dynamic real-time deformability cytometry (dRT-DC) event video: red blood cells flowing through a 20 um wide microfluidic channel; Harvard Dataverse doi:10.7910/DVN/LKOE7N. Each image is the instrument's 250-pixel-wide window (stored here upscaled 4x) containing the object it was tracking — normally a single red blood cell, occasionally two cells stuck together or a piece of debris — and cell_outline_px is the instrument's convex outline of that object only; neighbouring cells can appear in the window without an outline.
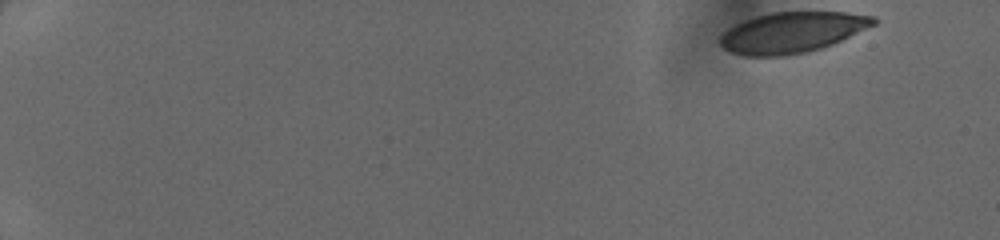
{"species": "human", "species_latin": "Homo sapiens", "temperature_condition": "cold", "stored_images_in_passage": 46, "camera_frame_rate_fps": 3000, "um_per_image_px": 0.085, "donor": {"sex": "female"}, "frame": {"image": 1, "passage_image": 1, "time_ms": 0.0, "image_size_px": [1000, 240], "cell_outline_px": [[880, 20], [876, 24], [832, 44], [820, 48], [804, 52], [780, 56], [748, 56], [732, 52], [724, 48], [720, 44], [720, 36], [732, 24], [768, 12], [848, 12], [876, 16]], "centroid_in_image_um": [67.34, 2.73], "position_along_channel_um": 17.7, "area_um2": 36.41}}
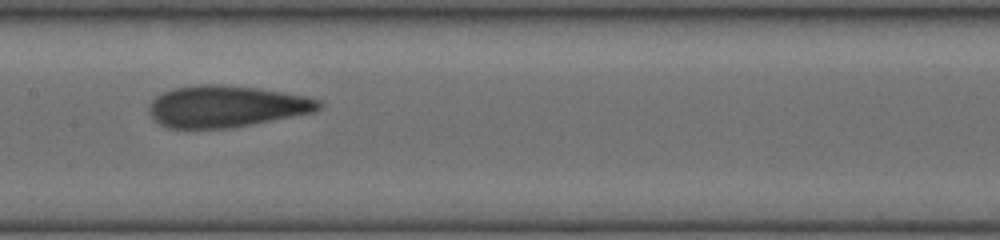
{"frame": {"image": 2, "passage_image": 25, "time_ms": 8.0, "image_size_px": [1000, 240], "cell_outline_px": [[324, 104], [320, 108], [312, 112], [232, 128], [168, 128], [152, 120], [148, 112], [148, 104], [156, 96], [172, 88], [200, 84], [220, 84], [256, 88], [284, 92], [308, 96], [320, 100]], "centroid_in_image_um": [19.19, 9.04], "position_along_channel_um": 188.2, "area_um2": 41.38}}
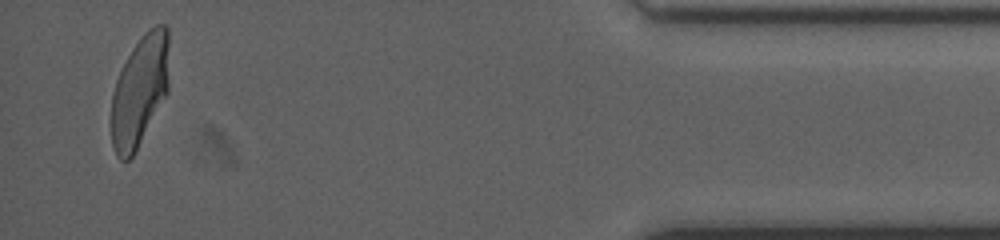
{"frame": {"image": 3, "passage_image": 45, "time_ms": 14.667, "image_size_px": [1000, 240], "cell_outline_px": [[168, 92], [132, 156], [128, 160], [120, 160], [116, 156], [112, 144], [112, 92], [116, 80], [132, 48], [144, 32], [156, 24], [164, 24], [168, 28]], "centroid_in_image_um": [11.88, 7.69], "position_along_channel_um": 423.3, "area_um2": 37.05}}